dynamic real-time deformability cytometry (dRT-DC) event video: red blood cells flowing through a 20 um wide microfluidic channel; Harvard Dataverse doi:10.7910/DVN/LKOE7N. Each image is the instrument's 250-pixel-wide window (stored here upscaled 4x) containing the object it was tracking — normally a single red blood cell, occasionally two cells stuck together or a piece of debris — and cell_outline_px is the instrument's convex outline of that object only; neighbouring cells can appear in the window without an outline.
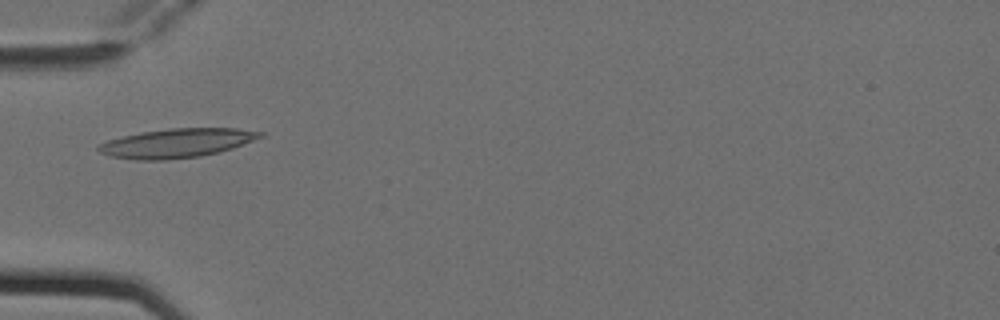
{"species": "Egyptian fruit bat (a non-hibernating species)", "species_latin": "Rousettus aegyptiacus", "temperature_condition": "cold", "stored_images_in_passage": 6, "camera_frame_rate_fps": 3000, "um_per_image_px": 0.085, "animal": {"sex": "female"}, "frame": {"image": 1, "passage_image": 5, "time_ms": 1.333, "image_size_px": [1000, 320], "cell_outline_px": [[264, 136], [232, 148], [200, 156], [164, 160], [136, 160], [112, 156], [100, 152], [96, 148], [100, 144], [108, 140], [140, 132], [168, 128], [236, 128], [264, 132]], "centroid_in_image_um": [15.03, 12.15], "position_along_channel_um": 70.0, "area_um2": 27.17}}
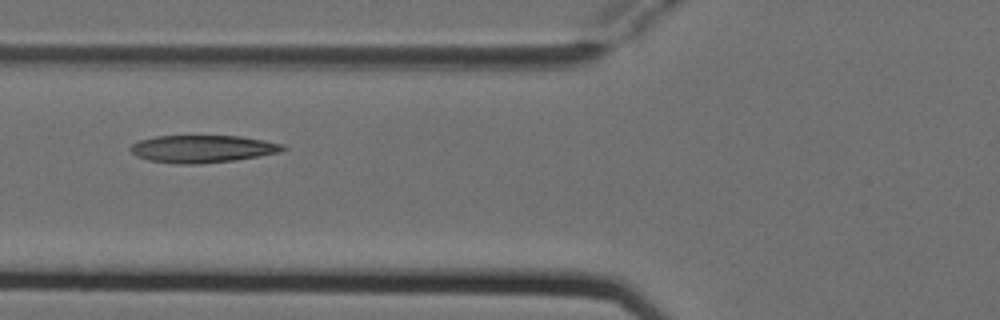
{"frame": {"image": 2, "passage_image": 6, "time_ms": 1.667, "image_size_px": [1000, 320], "cell_outline_px": [[288, 148], [280, 152], [236, 160], [200, 164], [176, 164], [148, 160], [136, 156], [128, 148], [132, 144], [140, 140], [156, 136], [240, 136], [264, 140], [284, 144]], "centroid_in_image_um": [17.22, 12.66], "position_along_channel_um": 108.6, "area_um2": 24.51}}